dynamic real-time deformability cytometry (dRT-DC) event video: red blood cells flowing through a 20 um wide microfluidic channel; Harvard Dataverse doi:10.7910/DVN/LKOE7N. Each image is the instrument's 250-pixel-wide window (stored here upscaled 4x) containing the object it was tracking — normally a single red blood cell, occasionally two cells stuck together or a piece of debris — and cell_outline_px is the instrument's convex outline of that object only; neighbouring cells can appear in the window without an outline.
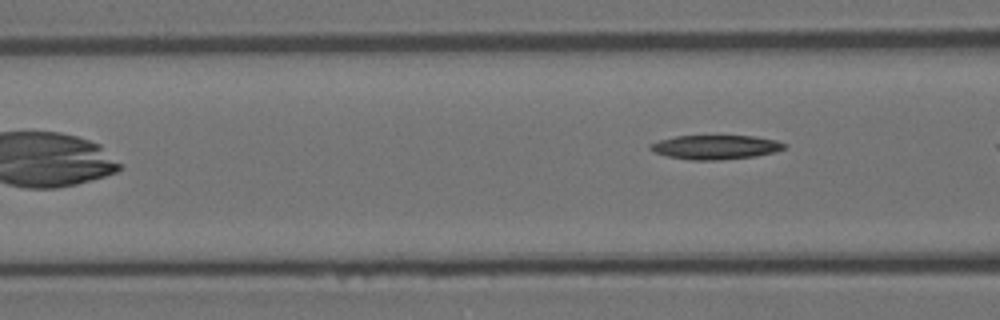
{"species": "Egyptian fruit bat (a non-hibernating species)", "species_latin": "Rousettus aegyptiacus", "temperature_condition": "room temperature", "stored_images_in_passage": 5, "camera_frame_rate_fps": 3000, "um_per_image_px": 0.085, "animal": {"sex": "female"}, "frame": {"image": 1, "passage_image": 5, "time_ms": 1.333, "image_size_px": [1000, 320], "cell_outline_px": [[788, 148], [776, 152], [756, 156], [720, 160], [692, 160], [668, 156], [656, 152], [648, 148], [648, 144], [660, 140], [676, 136], [756, 136], [776, 140], [788, 144]], "centroid_in_image_um": [60.89, 12.5], "position_along_channel_um": 105.7, "area_um2": 19.02}}